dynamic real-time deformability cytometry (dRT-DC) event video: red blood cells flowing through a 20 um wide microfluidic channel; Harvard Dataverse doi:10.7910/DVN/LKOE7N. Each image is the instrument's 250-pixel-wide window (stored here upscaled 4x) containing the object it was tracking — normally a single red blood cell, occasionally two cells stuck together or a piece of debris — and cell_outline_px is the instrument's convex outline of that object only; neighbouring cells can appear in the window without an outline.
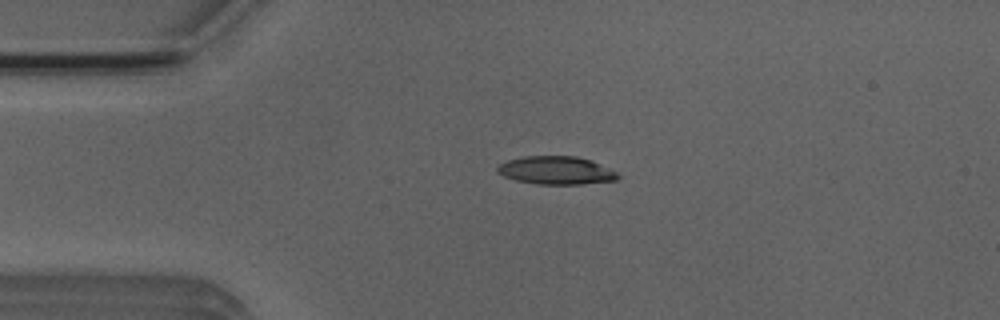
{"species": "Egyptian fruit bat (a non-hibernating species)", "species_latin": "Rousettus aegyptiacus", "temperature_condition": "room temperature", "stored_images_in_passage": 41, "camera_frame_rate_fps": 3000, "um_per_image_px": 0.085, "animal": {"sex": "male"}, "frame": {"image": 1, "passage_image": 1, "time_ms": 0.0, "image_size_px": [1000, 320], "cell_outline_px": [[620, 176], [616, 180], [584, 184], [536, 184], [516, 180], [504, 176], [496, 172], [496, 168], [500, 164], [508, 160], [524, 156], [576, 156], [592, 160], [616, 172]], "centroid_in_image_um": [47.26, 14.48], "position_along_channel_um": 37.7, "area_um2": 19.71}}
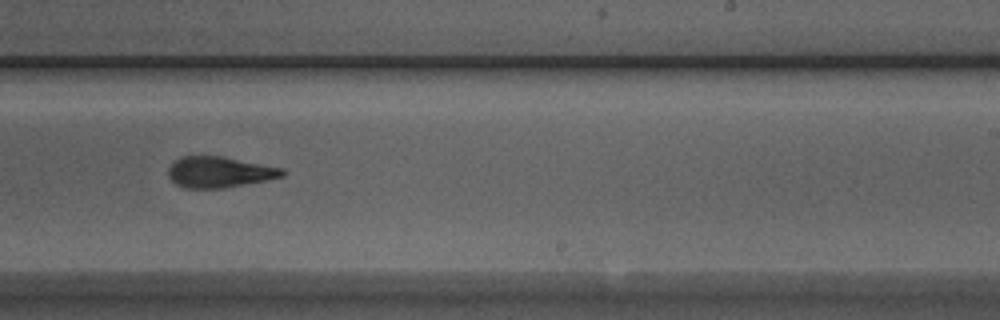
{"frame": {"image": 2, "passage_image": 21, "time_ms": 6.667, "image_size_px": [1000, 320], "cell_outline_px": [[288, 172], [284, 176], [268, 180], [224, 188], [184, 188], [176, 184], [168, 176], [168, 168], [180, 156], [220, 156], [284, 168]], "centroid_in_image_um": [18.68, 14.63], "position_along_channel_um": 270.3, "area_um2": 20.63}}
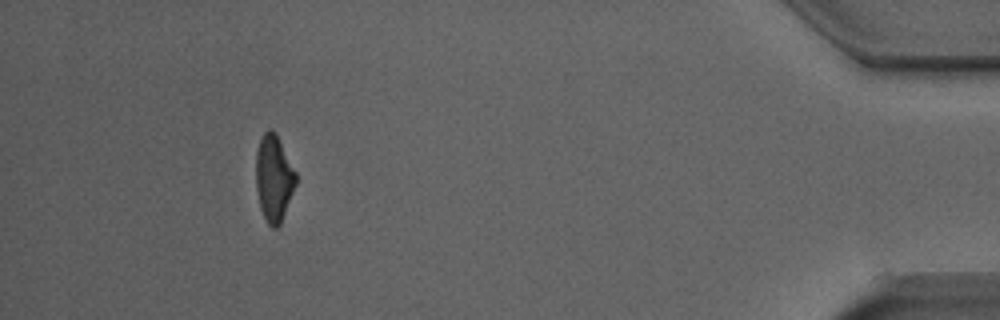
{"frame": {"image": 3, "passage_image": 37, "time_ms": 12.0, "image_size_px": [1000, 320], "cell_outline_px": [[296, 184], [280, 224], [276, 228], [272, 228], [268, 224], [260, 208], [256, 188], [256, 152], [260, 140], [264, 132], [268, 128], [272, 128], [276, 132], [296, 172]], "centroid_in_image_um": [23.27, 15.11], "position_along_channel_um": 411.9, "area_um2": 20.11}, "authors_computed_cell_mechanics": {"area_um2": 20.808, "velocity_mm_per_s": 3.9217, "shape_relaxation_time_tau1_ms": 9.6479, "shape_relaxation_time_tau2_ms": 2.2914, "deformation_change_tau1": 0.2473, "deformation_change_tau2": 0.1218}}